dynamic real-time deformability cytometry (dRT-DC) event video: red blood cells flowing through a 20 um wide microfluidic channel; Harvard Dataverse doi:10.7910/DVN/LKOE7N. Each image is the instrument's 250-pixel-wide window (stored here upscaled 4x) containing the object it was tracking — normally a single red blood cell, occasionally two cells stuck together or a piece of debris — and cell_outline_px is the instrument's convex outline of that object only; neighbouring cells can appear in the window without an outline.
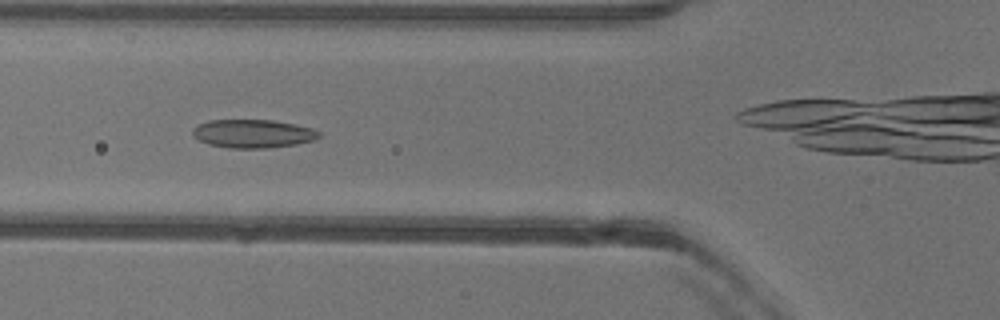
{"species": "common noctule bat (a hibernating species)", "species_latin": "Nyctalus noctula", "temperature_condition": "warm", "stored_images_in_passage": 33, "camera_frame_rate_fps": 3000, "um_per_image_px": 0.085, "animal": {"sex": "female"}, "frame": {"image": 1, "passage_image": 6, "time_ms": 1.667, "image_size_px": [1000, 320], "cell_outline_px": [[320, 136], [312, 140], [296, 144], [268, 148], [228, 148], [208, 144], [192, 136], [192, 132], [200, 124], [208, 120], [272, 120], [296, 124], [312, 128], [320, 132]], "centroid_in_image_um": [21.51, 11.36], "position_along_channel_um": 104.3, "area_um2": 20.81}}
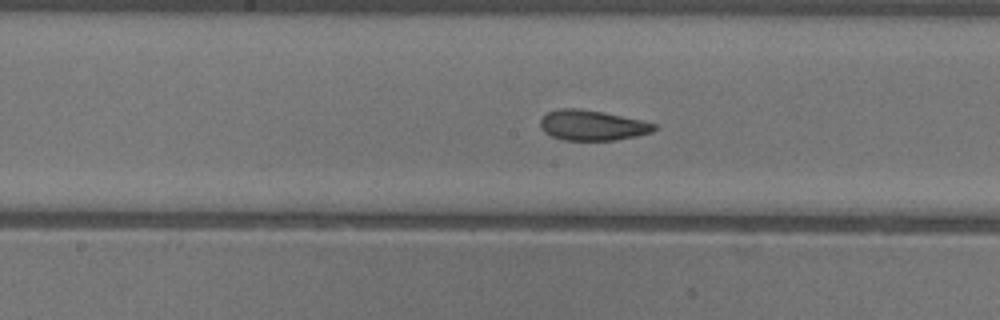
{"frame": {"image": 2, "passage_image": 13, "time_ms": 4.0, "image_size_px": [1000, 320], "cell_outline_px": [[656, 128], [652, 132], [636, 136], [616, 140], [564, 140], [552, 136], [544, 132], [540, 128], [540, 120], [548, 112], [560, 108], [580, 108], [604, 112], [640, 120], [656, 124]], "centroid_in_image_um": [50.32, 10.65], "position_along_channel_um": 197.9, "area_um2": 20.06}}
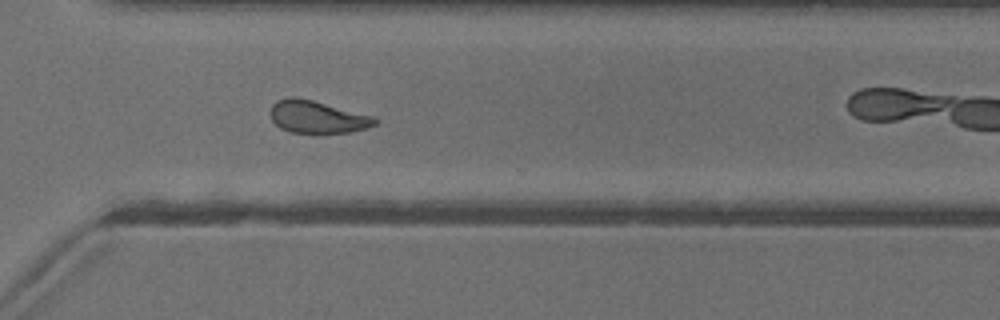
{"frame": {"image": 3, "passage_image": 24, "time_ms": 7.667, "image_size_px": [1000, 320], "cell_outline_px": [[380, 120], [376, 124], [368, 128], [348, 132], [292, 132], [280, 128], [272, 120], [272, 104], [276, 100], [292, 96], [296, 96], [376, 116]], "centroid_in_image_um": [27.02, 9.92], "position_along_channel_um": 343.6, "area_um2": 19.71}, "authors_computed_cell_mechanics": {"area_um2": 20.1722, "velocity_mm_per_s": 3.9888, "shape_relaxation_time_tau1_ms": 6.1456, "shape_relaxation_time_tau2_ms": 2.4363, "deformation_change_tau1": 0.1473, "deformation_change_tau2": 0.0729}}